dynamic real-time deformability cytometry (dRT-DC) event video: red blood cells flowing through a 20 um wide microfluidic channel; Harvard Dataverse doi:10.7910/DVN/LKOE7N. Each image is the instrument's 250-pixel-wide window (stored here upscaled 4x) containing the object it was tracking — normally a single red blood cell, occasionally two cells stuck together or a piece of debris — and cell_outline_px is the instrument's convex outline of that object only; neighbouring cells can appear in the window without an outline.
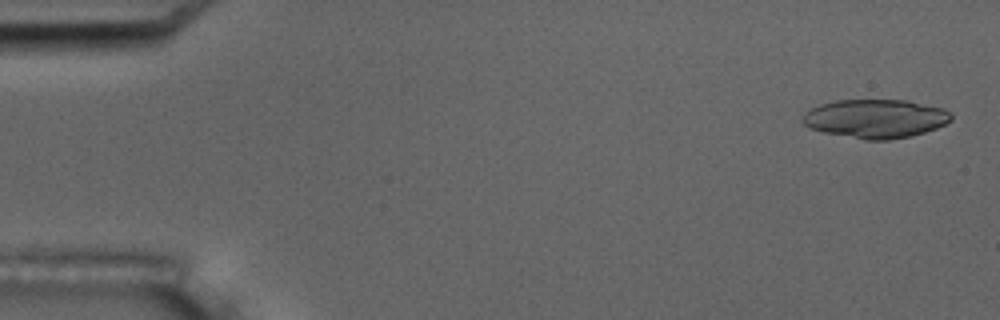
{"species": "common noctule bat (a hibernating species)", "species_latin": "Nyctalus noctula", "temperature_condition": "room temperature", "stored_images_in_passage": 5, "camera_frame_rate_fps": 3000, "um_per_image_px": 0.085, "animal": {"sex": "male", "body_mass_g": 17.5, "forearm_length_mm": 52.3}, "frame": {"image": 1, "passage_image": 1, "time_ms": 0.0, "image_size_px": [1000, 320], "cell_outline_px": [[952, 120], [936, 128], [912, 136], [888, 140], [864, 140], [824, 132], [812, 128], [804, 124], [800, 120], [804, 112], [820, 104], [836, 100], [908, 100], [944, 108], [952, 112]], "centroid_in_image_um": [74.43, 10.08], "position_along_channel_um": 10.6, "area_um2": 33.76}}